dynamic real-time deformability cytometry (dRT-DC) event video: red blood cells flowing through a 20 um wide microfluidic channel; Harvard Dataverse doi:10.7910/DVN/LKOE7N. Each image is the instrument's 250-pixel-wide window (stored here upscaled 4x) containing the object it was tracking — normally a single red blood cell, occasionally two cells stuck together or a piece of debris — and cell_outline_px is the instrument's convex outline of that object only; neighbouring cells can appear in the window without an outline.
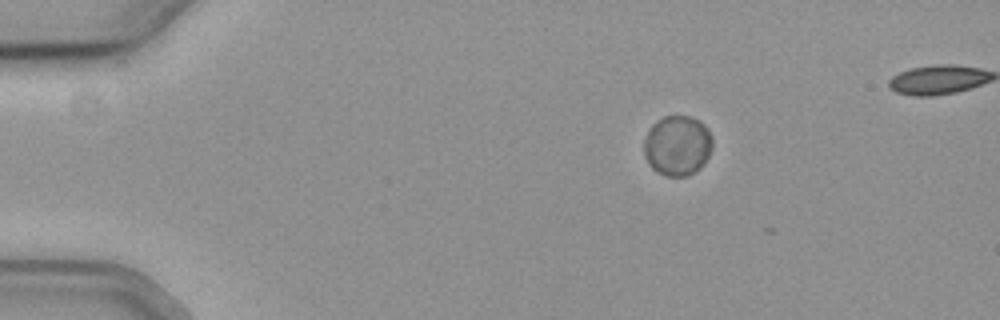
{"species": "common noctule bat (a hibernating species)", "species_latin": "Nyctalus noctula", "temperature_condition": "cold", "stored_images_in_passage": 5, "camera_frame_rate_fps": 3000, "um_per_image_px": 0.085, "animal": {"sex": "female", "body_mass_g": 19.3, "forearm_length_mm": 54.1}, "frame": {"image": 1, "passage_image": 1, "time_ms": 0.0, "image_size_px": [1000, 320], "cell_outline_px": [[712, 148], [704, 164], [700, 168], [684, 176], [664, 176], [656, 172], [648, 164], [644, 156], [644, 140], [652, 124], [656, 120], [664, 116], [692, 116], [700, 120], [708, 128], [712, 136]], "centroid_in_image_um": [57.58, 12.36], "position_along_channel_um": 27.4, "area_um2": 24.28}}